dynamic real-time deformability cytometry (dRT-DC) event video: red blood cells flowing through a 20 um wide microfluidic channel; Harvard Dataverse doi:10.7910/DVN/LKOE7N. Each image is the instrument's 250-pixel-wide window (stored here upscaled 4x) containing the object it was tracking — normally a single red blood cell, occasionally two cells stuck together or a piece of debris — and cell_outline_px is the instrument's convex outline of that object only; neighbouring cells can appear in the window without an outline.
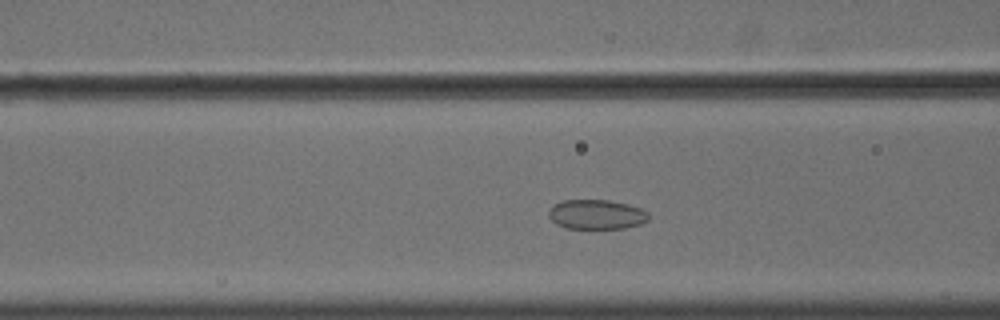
{"species": "common noctule bat (a hibernating species)", "species_latin": "Nyctalus noctula", "temperature_condition": "cold", "stored_images_in_passage": 49, "camera_frame_rate_fps": 3000, "um_per_image_px": 0.085, "animal": {"sex": "male", "body_mass_g": 18.8}, "frame": {"image": 1, "passage_image": 16, "time_ms": 5.0, "image_size_px": [1000, 320], "cell_outline_px": [[652, 216], [648, 220], [640, 224], [624, 228], [564, 228], [556, 224], [548, 216], [548, 212], [556, 204], [564, 200], [608, 200], [628, 204], [640, 208], [648, 212]], "centroid_in_image_um": [50.74, 18.23], "position_along_channel_um": 115.9, "area_um2": 17.22}}
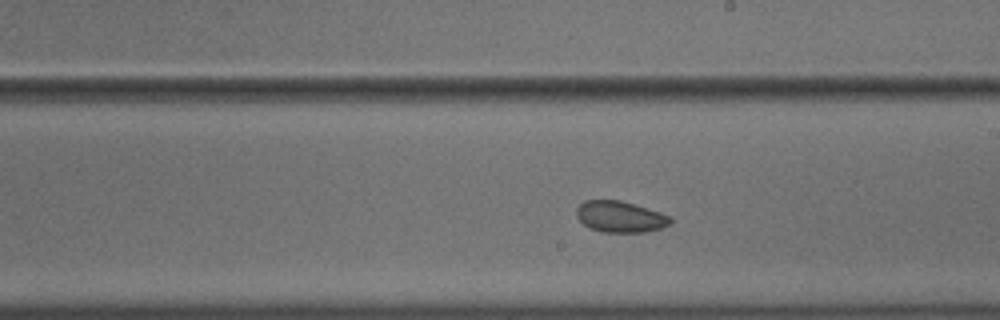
{"frame": {"image": 2, "passage_image": 26, "time_ms": 8.333, "image_size_px": [1000, 320], "cell_outline_px": [[672, 224], [660, 228], [644, 232], [600, 232], [588, 228], [576, 216], [576, 208], [584, 200], [620, 200], [660, 212], [672, 216]], "centroid_in_image_um": [52.71, 18.42], "position_along_channel_um": 236.3, "area_um2": 17.22}}
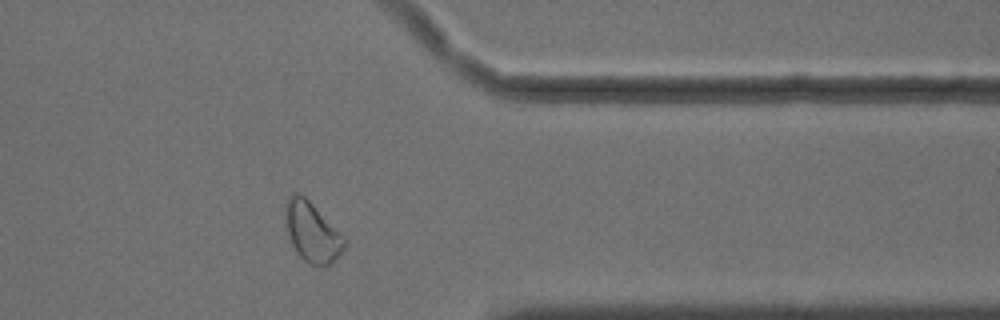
{"frame": {"image": 3, "passage_image": 39, "time_ms": 12.667, "image_size_px": [1000, 320], "cell_outline_px": [[348, 240], [344, 248], [332, 264], [312, 264], [304, 260], [296, 252], [292, 244], [288, 232], [288, 196], [292, 192], [296, 192], [304, 196]], "centroid_in_image_um": [26.59, 19.75], "position_along_channel_um": 384.8, "area_um2": 19.71}, "authors_computed_cell_mechanics": {"area_um2": 18.207, "velocity_mm_per_s": 3.604, "shape_relaxation_time_tau1_ms": null, "shape_relaxation_time_tau2_ms": 5.929, "deformation_change_tau1": null, "deformation_change_tau2": 0.0807}}